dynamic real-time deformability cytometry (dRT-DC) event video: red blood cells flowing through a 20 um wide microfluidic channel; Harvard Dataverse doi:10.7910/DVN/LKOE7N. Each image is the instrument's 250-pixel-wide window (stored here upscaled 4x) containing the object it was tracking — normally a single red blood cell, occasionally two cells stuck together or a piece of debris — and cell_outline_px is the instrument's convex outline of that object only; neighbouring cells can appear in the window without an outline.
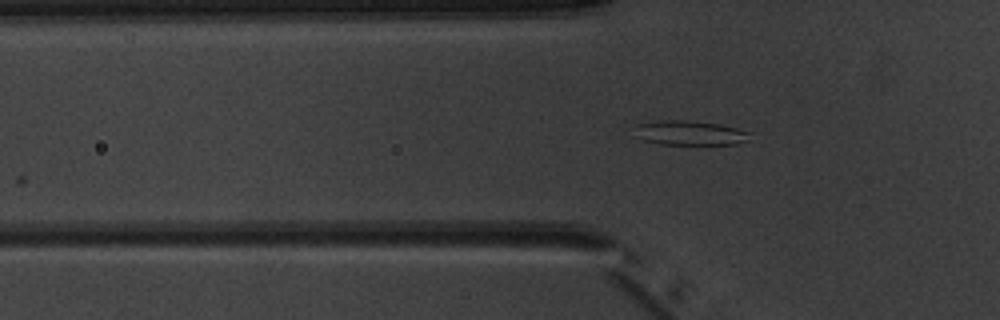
{"species": "common noctule bat (a hibernating species)", "species_latin": "Nyctalus noctula", "temperature_condition": "warm", "stored_images_in_passage": 4, "camera_frame_rate_fps": 3000, "um_per_image_px": 0.085, "animal": {"sex": "male", "body_mass_g": 20.1, "forearm_length_mm": 53.5}, "frame": {"image": 1, "passage_image": 4, "time_ms": 4.333, "image_size_px": [1000, 320], "cell_outline_px": [[752, 132], [748, 140], [736, 144], [700, 148], [696, 148], [660, 144], [644, 140], [632, 136], [636, 124], [660, 120], [688, 120], [720, 124]], "centroid_in_image_um": [58.64, 11.36], "position_along_channel_um": 67.2, "area_um2": 17.86}}